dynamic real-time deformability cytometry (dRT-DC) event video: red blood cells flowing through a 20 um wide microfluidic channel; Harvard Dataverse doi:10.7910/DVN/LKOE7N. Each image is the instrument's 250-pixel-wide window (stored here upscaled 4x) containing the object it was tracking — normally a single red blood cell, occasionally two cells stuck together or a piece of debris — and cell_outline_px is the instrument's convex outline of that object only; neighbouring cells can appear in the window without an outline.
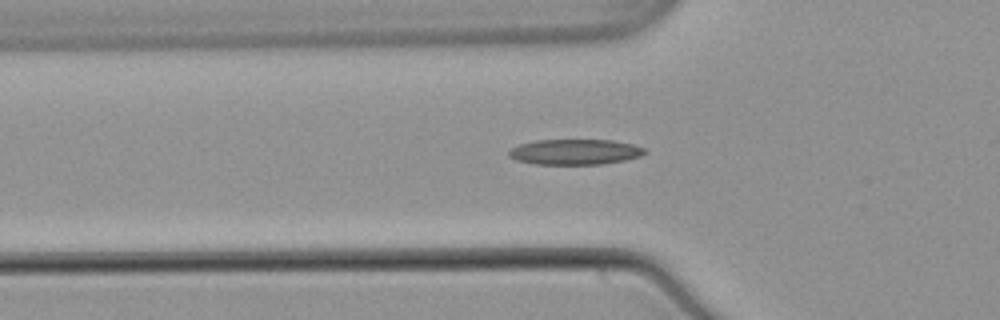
{"species": "common noctule bat (a hibernating species)", "species_latin": "Nyctalus noctula", "temperature_condition": "warm", "stored_images_in_passage": 39, "camera_frame_rate_fps": 3000, "um_per_image_px": 0.085, "animal": {"sex": "male", "body_mass_g": 21.5, "forearm_length_mm": 52.0}, "frame": {"image": 1, "passage_image": 4, "time_ms": 1.0, "image_size_px": [1000, 320], "cell_outline_px": [[648, 152], [640, 156], [624, 160], [604, 164], [536, 164], [516, 160], [508, 156], [508, 152], [512, 148], [520, 144], [536, 140], [612, 140], [632, 144], [644, 148]], "centroid_in_image_um": [48.88, 12.91], "position_along_channel_um": 76.9, "area_um2": 20.11}}
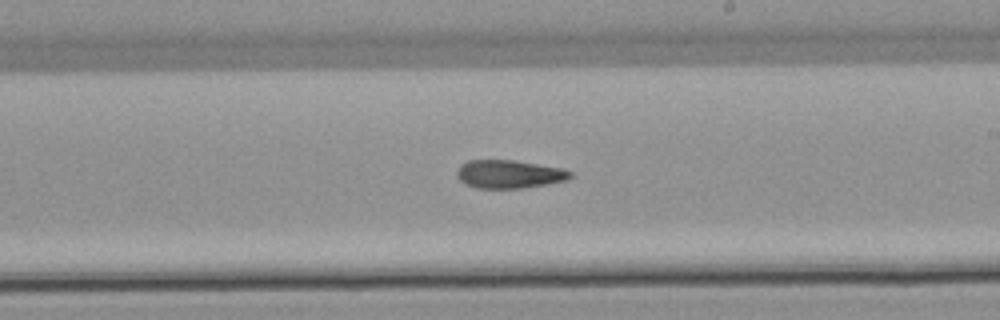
{"frame": {"image": 2, "passage_image": 17, "time_ms": 5.333, "image_size_px": [1000, 320], "cell_outline_px": [[572, 176], [568, 180], [548, 184], [524, 188], [476, 188], [464, 184], [456, 176], [456, 172], [460, 164], [468, 160], [512, 160], [564, 168], [572, 172]], "centroid_in_image_um": [43.27, 14.8], "position_along_channel_um": 245.7, "area_um2": 18.9}}
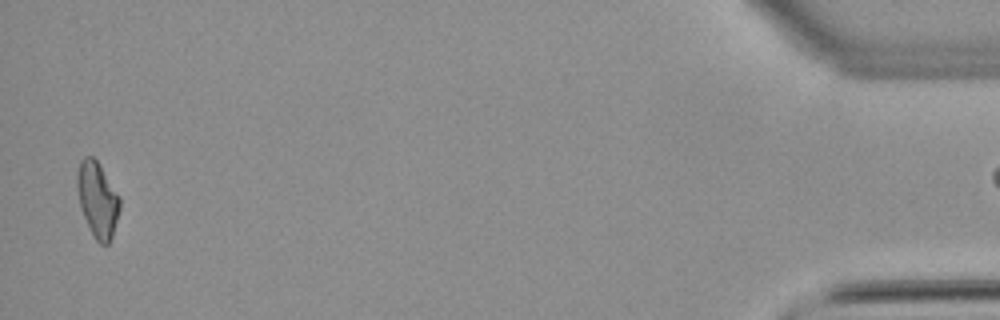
{"frame": {"image": 3, "passage_image": 38, "time_ms": 12.333, "image_size_px": [1000, 320], "cell_outline_px": [[120, 208], [112, 236], [108, 244], [100, 244], [96, 240], [80, 208], [76, 188], [76, 176], [80, 160], [84, 156], [92, 156], [100, 164], [120, 196]], "centroid_in_image_um": [8.28, 16.92], "position_along_channel_um": 426.9, "area_um2": 18.79}}